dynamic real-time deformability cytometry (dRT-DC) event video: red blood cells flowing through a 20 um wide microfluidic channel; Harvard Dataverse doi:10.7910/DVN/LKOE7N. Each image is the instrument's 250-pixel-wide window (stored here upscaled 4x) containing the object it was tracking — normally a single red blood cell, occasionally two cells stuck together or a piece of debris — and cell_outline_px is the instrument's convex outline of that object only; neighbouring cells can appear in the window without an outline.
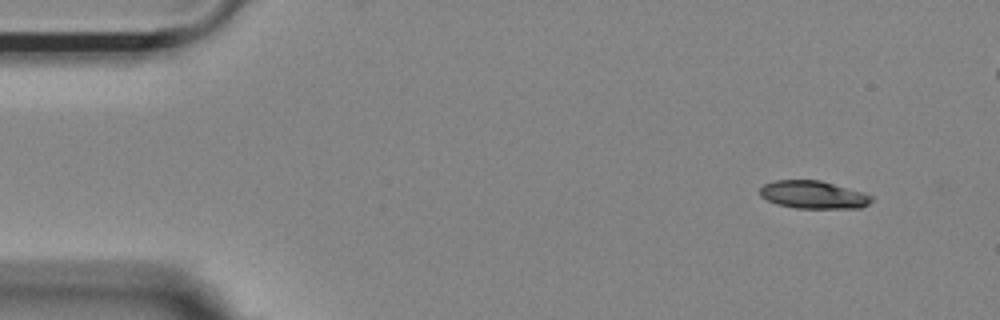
{"species": "Egyptian fruit bat (a non-hibernating species)", "species_latin": "Rousettus aegyptiacus", "temperature_condition": "room temperature", "stored_images_in_passage": 51, "camera_frame_rate_fps": 3000, "um_per_image_px": 0.085, "animal": {"sex": "female"}, "frame": {"image": 1, "passage_image": 1, "time_ms": 0.0, "image_size_px": [1000, 320], "cell_outline_px": [[872, 200], [868, 204], [860, 208], [796, 208], [776, 204], [760, 196], [760, 188], [764, 184], [776, 180], [820, 180], [864, 192], [872, 196]], "centroid_in_image_um": [69.13, 16.55], "position_along_channel_um": 15.9, "area_um2": 18.09}}
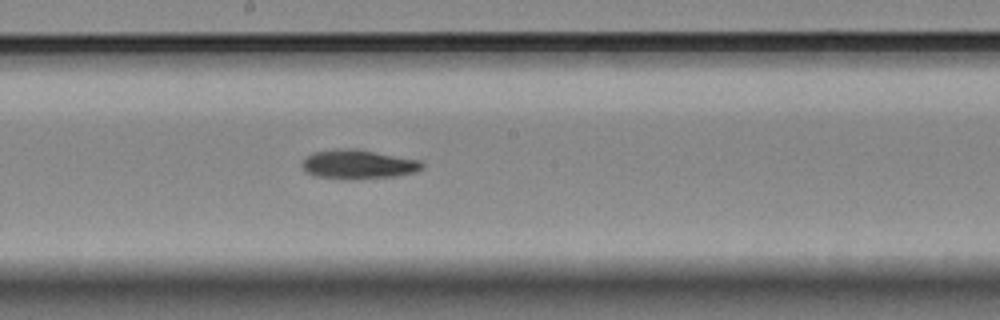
{"frame": {"image": 2, "passage_image": 25, "time_ms": 8.0, "image_size_px": [1000, 320], "cell_outline_px": [[424, 168], [416, 172], [396, 176], [348, 180], [312, 176], [300, 164], [308, 156], [316, 152], [332, 148], [356, 148], [420, 160], [424, 164]], "centroid_in_image_um": [30.46, 13.97], "position_along_channel_um": 217.7, "area_um2": 20.69}}
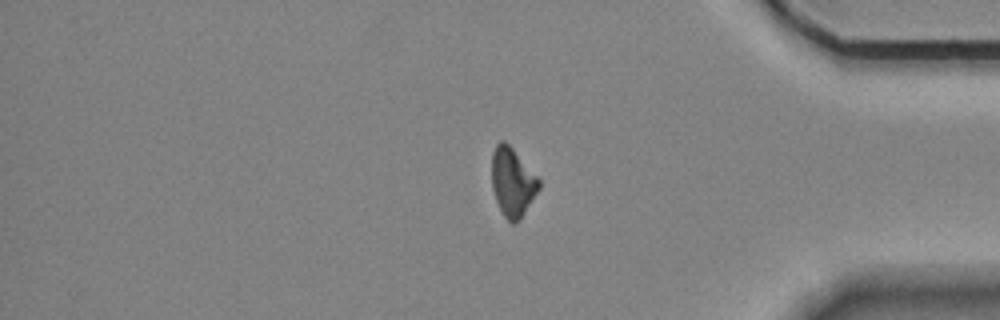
{"frame": {"image": 3, "passage_image": 41, "time_ms": 13.333, "image_size_px": [1000, 320], "cell_outline_px": [[540, 188], [520, 220], [512, 224], [504, 216], [496, 200], [492, 188], [492, 152], [496, 144], [500, 140], [504, 140], [512, 148], [540, 180]], "centroid_in_image_um": [43.55, 15.48], "position_along_channel_um": 391.6, "area_um2": 18.73}, "authors_computed_cell_mechanics": {"area_um2": 19.4208, "velocity_mm_per_s": 3.6878, "shape_relaxation_time_tau1_ms": 4.3657, "shape_relaxation_time_tau2_ms": null, "deformation_change_tau1": 0.1332, "deformation_change_tau2": null}}